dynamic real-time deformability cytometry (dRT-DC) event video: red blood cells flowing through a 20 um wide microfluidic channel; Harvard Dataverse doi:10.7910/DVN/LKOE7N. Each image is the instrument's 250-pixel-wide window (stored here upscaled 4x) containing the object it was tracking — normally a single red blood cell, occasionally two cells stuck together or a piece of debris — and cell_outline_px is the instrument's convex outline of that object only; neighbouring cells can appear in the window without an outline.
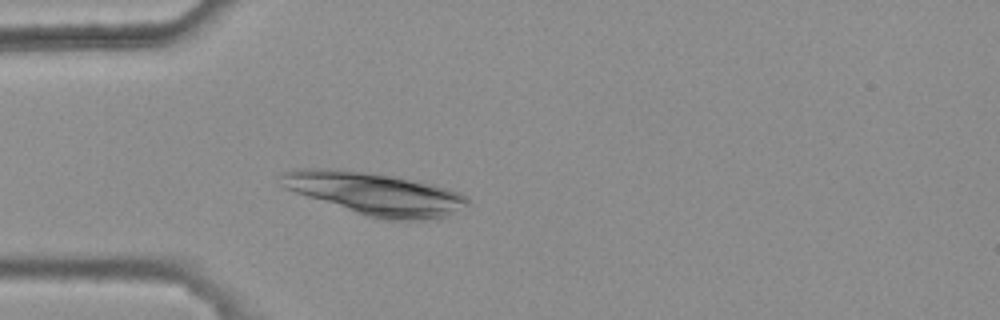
{"species": "common noctule bat (a hibernating species)", "species_latin": "Nyctalus noctula", "temperature_condition": "warm", "stored_images_in_passage": 43, "camera_frame_rate_fps": 3000, "um_per_image_px": 0.085, "animal": {"sex": "female", "body_mass_g": 25.1}, "frame": {"image": 1, "passage_image": 13, "time_ms": 4.0, "image_size_px": [1000, 320], "cell_outline_px": [[472, 204], [444, 216], [424, 220], [380, 220], [284, 188], [280, 184], [276, 176], [280, 172], [300, 168], [320, 168], [360, 172], [392, 176], [432, 184], [448, 188], [460, 192], [468, 196]], "centroid_in_image_um": [31.88, 16.46], "position_along_channel_um": 53.1, "area_um2": 45.78}}
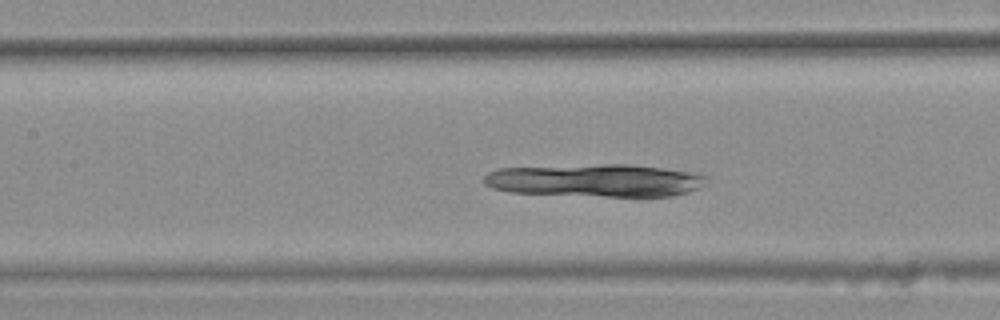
{"frame": {"image": 2, "passage_image": 22, "time_ms": 7.0, "image_size_px": [1000, 320], "cell_outline_px": [[708, 184], [700, 188], [688, 192], [672, 196], [608, 196], [512, 192], [492, 188], [484, 184], [484, 176], [488, 172], [500, 168], [604, 164], [628, 164], [664, 168], [696, 172], [708, 176]], "centroid_in_image_um": [50.7, 15.33], "position_along_channel_um": 156.7, "area_um2": 42.54}}
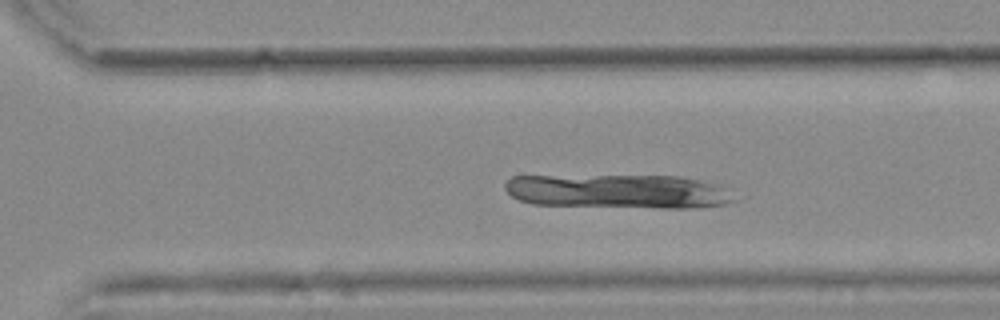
{"frame": {"image": 3, "passage_image": 35, "time_ms": 11.333, "image_size_px": [1000, 320], "cell_outline_px": [[740, 200], [728, 204], [700, 208], [660, 208], [532, 204], [520, 200], [512, 196], [504, 188], [504, 184], [512, 176], [676, 176], [700, 180], [724, 188]], "centroid_in_image_um": [52.59, 16.28], "position_along_channel_um": 318.0, "area_um2": 45.72}}